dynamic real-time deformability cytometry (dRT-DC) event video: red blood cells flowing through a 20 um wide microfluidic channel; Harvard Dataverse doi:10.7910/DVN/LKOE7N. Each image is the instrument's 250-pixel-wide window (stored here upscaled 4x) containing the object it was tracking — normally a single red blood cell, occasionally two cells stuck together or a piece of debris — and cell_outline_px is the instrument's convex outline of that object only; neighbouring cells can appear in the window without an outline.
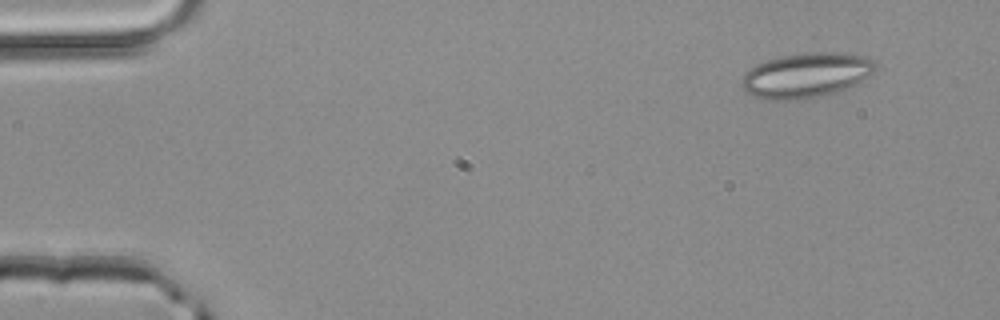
{"species": "common noctule bat (a hibernating species)", "species_latin": "Nyctalus noctula", "temperature_condition": "room temperature", "stored_images_in_passage": 3, "camera_frame_rate_fps": 3000, "um_per_image_px": 0.085, "animal": {"sex": "male", "body_mass_g": 20.4}, "frame": {"image": 1, "passage_image": 1, "time_ms": 0.0, "image_size_px": [1000, 320], "cell_outline_px": [[876, 68], [868, 76], [856, 84], [840, 92], [812, 100], [764, 100], [744, 92], [740, 84], [740, 80], [744, 72], [748, 68], [756, 64], [768, 60], [784, 56], [812, 52], [844, 52], [868, 56], [876, 60]], "centroid_in_image_um": [68.53, 6.42], "position_along_channel_um": 16.5, "area_um2": 36.01}}